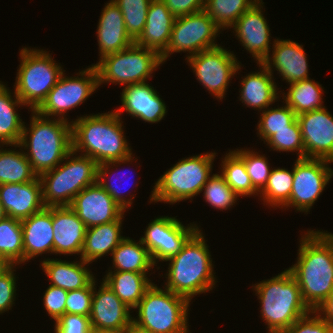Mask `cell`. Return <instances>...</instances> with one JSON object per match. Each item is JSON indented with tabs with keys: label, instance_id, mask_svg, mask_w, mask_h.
Masks as SVG:
<instances>
[{
	"label": "cell",
	"instance_id": "obj_1",
	"mask_svg": "<svg viewBox=\"0 0 333 333\" xmlns=\"http://www.w3.org/2000/svg\"><path fill=\"white\" fill-rule=\"evenodd\" d=\"M300 238L297 262L288 270L304 303L315 311L333 291V234L309 230Z\"/></svg>",
	"mask_w": 333,
	"mask_h": 333
},
{
	"label": "cell",
	"instance_id": "obj_2",
	"mask_svg": "<svg viewBox=\"0 0 333 333\" xmlns=\"http://www.w3.org/2000/svg\"><path fill=\"white\" fill-rule=\"evenodd\" d=\"M121 116L114 110L107 113L86 115L71 121L72 150L83 152L98 164L123 160L132 155L124 136Z\"/></svg>",
	"mask_w": 333,
	"mask_h": 333
},
{
	"label": "cell",
	"instance_id": "obj_3",
	"mask_svg": "<svg viewBox=\"0 0 333 333\" xmlns=\"http://www.w3.org/2000/svg\"><path fill=\"white\" fill-rule=\"evenodd\" d=\"M49 118L32 110L30 128L26 127L24 122L19 144L10 145L19 147V150L23 147L27 150L24 151L25 156L38 176L54 169L72 151L71 122L55 117H52L55 120Z\"/></svg>",
	"mask_w": 333,
	"mask_h": 333
},
{
	"label": "cell",
	"instance_id": "obj_4",
	"mask_svg": "<svg viewBox=\"0 0 333 333\" xmlns=\"http://www.w3.org/2000/svg\"><path fill=\"white\" fill-rule=\"evenodd\" d=\"M209 246L198 229L170 261L164 288L187 298L212 290L216 284Z\"/></svg>",
	"mask_w": 333,
	"mask_h": 333
},
{
	"label": "cell",
	"instance_id": "obj_5",
	"mask_svg": "<svg viewBox=\"0 0 333 333\" xmlns=\"http://www.w3.org/2000/svg\"><path fill=\"white\" fill-rule=\"evenodd\" d=\"M254 285L261 304V317L269 328L268 333H283L295 321L311 312L288 269Z\"/></svg>",
	"mask_w": 333,
	"mask_h": 333
},
{
	"label": "cell",
	"instance_id": "obj_6",
	"mask_svg": "<svg viewBox=\"0 0 333 333\" xmlns=\"http://www.w3.org/2000/svg\"><path fill=\"white\" fill-rule=\"evenodd\" d=\"M76 155L70 151L63 164L39 175L45 207L70 206L80 191L97 182L98 163L88 156Z\"/></svg>",
	"mask_w": 333,
	"mask_h": 333
},
{
	"label": "cell",
	"instance_id": "obj_7",
	"mask_svg": "<svg viewBox=\"0 0 333 333\" xmlns=\"http://www.w3.org/2000/svg\"><path fill=\"white\" fill-rule=\"evenodd\" d=\"M217 153L206 152L178 161L155 183L150 197L151 202L174 204L191 199L202 192L210 178L212 164Z\"/></svg>",
	"mask_w": 333,
	"mask_h": 333
},
{
	"label": "cell",
	"instance_id": "obj_8",
	"mask_svg": "<svg viewBox=\"0 0 333 333\" xmlns=\"http://www.w3.org/2000/svg\"><path fill=\"white\" fill-rule=\"evenodd\" d=\"M189 305L187 298L153 283L134 308L138 316L132 321L150 333H188Z\"/></svg>",
	"mask_w": 333,
	"mask_h": 333
},
{
	"label": "cell",
	"instance_id": "obj_9",
	"mask_svg": "<svg viewBox=\"0 0 333 333\" xmlns=\"http://www.w3.org/2000/svg\"><path fill=\"white\" fill-rule=\"evenodd\" d=\"M20 57L14 91L25 106L36 110L65 70L43 49L25 47L21 49Z\"/></svg>",
	"mask_w": 333,
	"mask_h": 333
},
{
	"label": "cell",
	"instance_id": "obj_10",
	"mask_svg": "<svg viewBox=\"0 0 333 333\" xmlns=\"http://www.w3.org/2000/svg\"><path fill=\"white\" fill-rule=\"evenodd\" d=\"M94 64L98 86L102 83L131 85L146 82L160 64L161 56L154 50L132 44L130 47L103 56Z\"/></svg>",
	"mask_w": 333,
	"mask_h": 333
},
{
	"label": "cell",
	"instance_id": "obj_11",
	"mask_svg": "<svg viewBox=\"0 0 333 333\" xmlns=\"http://www.w3.org/2000/svg\"><path fill=\"white\" fill-rule=\"evenodd\" d=\"M219 32L214 20L204 10L177 17L167 48L161 55L162 62L174 52H189L188 57L220 46L215 43Z\"/></svg>",
	"mask_w": 333,
	"mask_h": 333
},
{
	"label": "cell",
	"instance_id": "obj_12",
	"mask_svg": "<svg viewBox=\"0 0 333 333\" xmlns=\"http://www.w3.org/2000/svg\"><path fill=\"white\" fill-rule=\"evenodd\" d=\"M64 74L35 110L40 115L55 116V118L57 116V118L68 120L65 118V113L84 103L99 87L98 73L94 65L77 73L81 77H67Z\"/></svg>",
	"mask_w": 333,
	"mask_h": 333
},
{
	"label": "cell",
	"instance_id": "obj_13",
	"mask_svg": "<svg viewBox=\"0 0 333 333\" xmlns=\"http://www.w3.org/2000/svg\"><path fill=\"white\" fill-rule=\"evenodd\" d=\"M233 52L221 46L186 57L199 83L217 99H223L233 76L241 69Z\"/></svg>",
	"mask_w": 333,
	"mask_h": 333
},
{
	"label": "cell",
	"instance_id": "obj_14",
	"mask_svg": "<svg viewBox=\"0 0 333 333\" xmlns=\"http://www.w3.org/2000/svg\"><path fill=\"white\" fill-rule=\"evenodd\" d=\"M330 161L297 158L293 167V185L289 201L283 207L308 212L333 177Z\"/></svg>",
	"mask_w": 333,
	"mask_h": 333
},
{
	"label": "cell",
	"instance_id": "obj_15",
	"mask_svg": "<svg viewBox=\"0 0 333 333\" xmlns=\"http://www.w3.org/2000/svg\"><path fill=\"white\" fill-rule=\"evenodd\" d=\"M198 229L196 224L186 227L175 217L162 216L148 224L140 239L149 250L154 264H157L176 255Z\"/></svg>",
	"mask_w": 333,
	"mask_h": 333
},
{
	"label": "cell",
	"instance_id": "obj_16",
	"mask_svg": "<svg viewBox=\"0 0 333 333\" xmlns=\"http://www.w3.org/2000/svg\"><path fill=\"white\" fill-rule=\"evenodd\" d=\"M304 143L305 158L333 162V116L321 108L297 115Z\"/></svg>",
	"mask_w": 333,
	"mask_h": 333
},
{
	"label": "cell",
	"instance_id": "obj_17",
	"mask_svg": "<svg viewBox=\"0 0 333 333\" xmlns=\"http://www.w3.org/2000/svg\"><path fill=\"white\" fill-rule=\"evenodd\" d=\"M70 207L86 228L116 221L124 212L98 181L80 191Z\"/></svg>",
	"mask_w": 333,
	"mask_h": 333
},
{
	"label": "cell",
	"instance_id": "obj_18",
	"mask_svg": "<svg viewBox=\"0 0 333 333\" xmlns=\"http://www.w3.org/2000/svg\"><path fill=\"white\" fill-rule=\"evenodd\" d=\"M95 283L94 278L89 316L92 331H123L132 322V309L123 303L104 281L101 282L98 292Z\"/></svg>",
	"mask_w": 333,
	"mask_h": 333
},
{
	"label": "cell",
	"instance_id": "obj_19",
	"mask_svg": "<svg viewBox=\"0 0 333 333\" xmlns=\"http://www.w3.org/2000/svg\"><path fill=\"white\" fill-rule=\"evenodd\" d=\"M264 2L259 0L243 13L231 27L235 31L244 49L252 54L258 63H262L270 54V28L263 16Z\"/></svg>",
	"mask_w": 333,
	"mask_h": 333
},
{
	"label": "cell",
	"instance_id": "obj_20",
	"mask_svg": "<svg viewBox=\"0 0 333 333\" xmlns=\"http://www.w3.org/2000/svg\"><path fill=\"white\" fill-rule=\"evenodd\" d=\"M158 94L147 82L126 85L121 93V108L114 112L120 116L121 111L125 110L145 122H160L167 110Z\"/></svg>",
	"mask_w": 333,
	"mask_h": 333
},
{
	"label": "cell",
	"instance_id": "obj_21",
	"mask_svg": "<svg viewBox=\"0 0 333 333\" xmlns=\"http://www.w3.org/2000/svg\"><path fill=\"white\" fill-rule=\"evenodd\" d=\"M0 202L7 217L23 220L45 206L39 176L28 183L1 184Z\"/></svg>",
	"mask_w": 333,
	"mask_h": 333
},
{
	"label": "cell",
	"instance_id": "obj_22",
	"mask_svg": "<svg viewBox=\"0 0 333 333\" xmlns=\"http://www.w3.org/2000/svg\"><path fill=\"white\" fill-rule=\"evenodd\" d=\"M272 57L269 55L262 64L273 74L272 68L292 84L309 78L307 55L303 46L291 40L273 41ZM273 66V67H272Z\"/></svg>",
	"mask_w": 333,
	"mask_h": 333
},
{
	"label": "cell",
	"instance_id": "obj_23",
	"mask_svg": "<svg viewBox=\"0 0 333 333\" xmlns=\"http://www.w3.org/2000/svg\"><path fill=\"white\" fill-rule=\"evenodd\" d=\"M52 225L53 253L81 256L86 226L74 210L70 206H52Z\"/></svg>",
	"mask_w": 333,
	"mask_h": 333
},
{
	"label": "cell",
	"instance_id": "obj_24",
	"mask_svg": "<svg viewBox=\"0 0 333 333\" xmlns=\"http://www.w3.org/2000/svg\"><path fill=\"white\" fill-rule=\"evenodd\" d=\"M23 234V263L43 253L53 254L54 231L52 206L21 220Z\"/></svg>",
	"mask_w": 333,
	"mask_h": 333
},
{
	"label": "cell",
	"instance_id": "obj_25",
	"mask_svg": "<svg viewBox=\"0 0 333 333\" xmlns=\"http://www.w3.org/2000/svg\"><path fill=\"white\" fill-rule=\"evenodd\" d=\"M175 19L162 0H152L143 32L134 43L154 50L161 56L169 43Z\"/></svg>",
	"mask_w": 333,
	"mask_h": 333
},
{
	"label": "cell",
	"instance_id": "obj_26",
	"mask_svg": "<svg viewBox=\"0 0 333 333\" xmlns=\"http://www.w3.org/2000/svg\"><path fill=\"white\" fill-rule=\"evenodd\" d=\"M97 39L100 59L134 44V40L126 31L123 14L113 0L102 10L97 26Z\"/></svg>",
	"mask_w": 333,
	"mask_h": 333
},
{
	"label": "cell",
	"instance_id": "obj_27",
	"mask_svg": "<svg viewBox=\"0 0 333 333\" xmlns=\"http://www.w3.org/2000/svg\"><path fill=\"white\" fill-rule=\"evenodd\" d=\"M260 71L246 75L241 81L240 101L247 107L262 111L272 105L278 98L273 74L262 63H258Z\"/></svg>",
	"mask_w": 333,
	"mask_h": 333
},
{
	"label": "cell",
	"instance_id": "obj_28",
	"mask_svg": "<svg viewBox=\"0 0 333 333\" xmlns=\"http://www.w3.org/2000/svg\"><path fill=\"white\" fill-rule=\"evenodd\" d=\"M123 217L124 214L116 221L86 228L80 256L82 260L92 263L109 252L112 255L113 250L125 238L121 236Z\"/></svg>",
	"mask_w": 333,
	"mask_h": 333
},
{
	"label": "cell",
	"instance_id": "obj_29",
	"mask_svg": "<svg viewBox=\"0 0 333 333\" xmlns=\"http://www.w3.org/2000/svg\"><path fill=\"white\" fill-rule=\"evenodd\" d=\"M87 264L89 262L81 258L80 262L61 259H46L41 262L42 270L50 279V285L66 291L84 288L94 279V275L85 267Z\"/></svg>",
	"mask_w": 333,
	"mask_h": 333
},
{
	"label": "cell",
	"instance_id": "obj_30",
	"mask_svg": "<svg viewBox=\"0 0 333 333\" xmlns=\"http://www.w3.org/2000/svg\"><path fill=\"white\" fill-rule=\"evenodd\" d=\"M146 274L148 273L109 270L103 281L123 303L133 310L145 292L153 285Z\"/></svg>",
	"mask_w": 333,
	"mask_h": 333
},
{
	"label": "cell",
	"instance_id": "obj_31",
	"mask_svg": "<svg viewBox=\"0 0 333 333\" xmlns=\"http://www.w3.org/2000/svg\"><path fill=\"white\" fill-rule=\"evenodd\" d=\"M10 94V90L0 81V143L2 147L3 145H18L24 125L15 107L25 106V104L15 91L14 100Z\"/></svg>",
	"mask_w": 333,
	"mask_h": 333
},
{
	"label": "cell",
	"instance_id": "obj_32",
	"mask_svg": "<svg viewBox=\"0 0 333 333\" xmlns=\"http://www.w3.org/2000/svg\"><path fill=\"white\" fill-rule=\"evenodd\" d=\"M111 256L114 271L148 273L149 269L157 266L141 239L139 242H135V240L125 237L113 250Z\"/></svg>",
	"mask_w": 333,
	"mask_h": 333
},
{
	"label": "cell",
	"instance_id": "obj_33",
	"mask_svg": "<svg viewBox=\"0 0 333 333\" xmlns=\"http://www.w3.org/2000/svg\"><path fill=\"white\" fill-rule=\"evenodd\" d=\"M323 88L318 82L310 78L290 84L287 93H284L285 103L299 115L304 112L324 108L322 105ZM286 94V95H285Z\"/></svg>",
	"mask_w": 333,
	"mask_h": 333
},
{
	"label": "cell",
	"instance_id": "obj_34",
	"mask_svg": "<svg viewBox=\"0 0 333 333\" xmlns=\"http://www.w3.org/2000/svg\"><path fill=\"white\" fill-rule=\"evenodd\" d=\"M37 177L23 149L20 152L0 149V185L28 183Z\"/></svg>",
	"mask_w": 333,
	"mask_h": 333
},
{
	"label": "cell",
	"instance_id": "obj_35",
	"mask_svg": "<svg viewBox=\"0 0 333 333\" xmlns=\"http://www.w3.org/2000/svg\"><path fill=\"white\" fill-rule=\"evenodd\" d=\"M259 0H205L204 11L221 30L230 28Z\"/></svg>",
	"mask_w": 333,
	"mask_h": 333
},
{
	"label": "cell",
	"instance_id": "obj_36",
	"mask_svg": "<svg viewBox=\"0 0 333 333\" xmlns=\"http://www.w3.org/2000/svg\"><path fill=\"white\" fill-rule=\"evenodd\" d=\"M229 151L222 160L220 174L238 196L258 195V191L253 187L250 176L246 172L244 161L234 151Z\"/></svg>",
	"mask_w": 333,
	"mask_h": 333
},
{
	"label": "cell",
	"instance_id": "obj_37",
	"mask_svg": "<svg viewBox=\"0 0 333 333\" xmlns=\"http://www.w3.org/2000/svg\"><path fill=\"white\" fill-rule=\"evenodd\" d=\"M23 255L21 220L6 217L0 222V256L18 265L23 263Z\"/></svg>",
	"mask_w": 333,
	"mask_h": 333
},
{
	"label": "cell",
	"instance_id": "obj_38",
	"mask_svg": "<svg viewBox=\"0 0 333 333\" xmlns=\"http://www.w3.org/2000/svg\"><path fill=\"white\" fill-rule=\"evenodd\" d=\"M293 185V168L288 171L285 168L273 169L264 188L259 192L260 198L271 207L283 208L289 201ZM262 193V194H261Z\"/></svg>",
	"mask_w": 333,
	"mask_h": 333
},
{
	"label": "cell",
	"instance_id": "obj_39",
	"mask_svg": "<svg viewBox=\"0 0 333 333\" xmlns=\"http://www.w3.org/2000/svg\"><path fill=\"white\" fill-rule=\"evenodd\" d=\"M151 1L152 0H113L123 14L127 33L134 41L143 32Z\"/></svg>",
	"mask_w": 333,
	"mask_h": 333
},
{
	"label": "cell",
	"instance_id": "obj_40",
	"mask_svg": "<svg viewBox=\"0 0 333 333\" xmlns=\"http://www.w3.org/2000/svg\"><path fill=\"white\" fill-rule=\"evenodd\" d=\"M268 109V110H267ZM261 113L258 123V134L264 143L277 130L289 129L297 120L295 112L286 104L283 107L267 108Z\"/></svg>",
	"mask_w": 333,
	"mask_h": 333
},
{
	"label": "cell",
	"instance_id": "obj_41",
	"mask_svg": "<svg viewBox=\"0 0 333 333\" xmlns=\"http://www.w3.org/2000/svg\"><path fill=\"white\" fill-rule=\"evenodd\" d=\"M205 202L219 210H227L235 205L239 197L226 183L221 174H213L203 186Z\"/></svg>",
	"mask_w": 333,
	"mask_h": 333
},
{
	"label": "cell",
	"instance_id": "obj_42",
	"mask_svg": "<svg viewBox=\"0 0 333 333\" xmlns=\"http://www.w3.org/2000/svg\"><path fill=\"white\" fill-rule=\"evenodd\" d=\"M234 152L244 161L246 172L253 187L260 192L266 185L271 173L267 158L253 150L237 149Z\"/></svg>",
	"mask_w": 333,
	"mask_h": 333
},
{
	"label": "cell",
	"instance_id": "obj_43",
	"mask_svg": "<svg viewBox=\"0 0 333 333\" xmlns=\"http://www.w3.org/2000/svg\"><path fill=\"white\" fill-rule=\"evenodd\" d=\"M265 142L274 151H298V158H305L304 143L298 120H296L289 129L277 130V132L271 135Z\"/></svg>",
	"mask_w": 333,
	"mask_h": 333
},
{
	"label": "cell",
	"instance_id": "obj_44",
	"mask_svg": "<svg viewBox=\"0 0 333 333\" xmlns=\"http://www.w3.org/2000/svg\"><path fill=\"white\" fill-rule=\"evenodd\" d=\"M133 160H134L133 155L132 156L130 155L129 157H127L123 160H115V161H109V162H104V163L98 164V178H97L98 183L113 198V200L124 210H126L129 206L132 205V203H133L132 200L135 196H134V194H132L130 196L131 198H127V199L125 197H123L124 195H122L123 193L121 192L120 187H118L119 185L111 184L109 182V180L107 182V179H108L107 176H108V174L110 175V173L112 172V171H110L111 166L114 167L116 165L115 166V168H116V167H118L117 164L118 165H121L122 163L126 164L129 162H132ZM108 172H110V173H108ZM119 178L120 177H118L117 179H119ZM114 180L116 181V179H114ZM114 180H113V182H115Z\"/></svg>",
	"mask_w": 333,
	"mask_h": 333
},
{
	"label": "cell",
	"instance_id": "obj_45",
	"mask_svg": "<svg viewBox=\"0 0 333 333\" xmlns=\"http://www.w3.org/2000/svg\"><path fill=\"white\" fill-rule=\"evenodd\" d=\"M94 279L84 288L68 291L66 314L89 317L91 314Z\"/></svg>",
	"mask_w": 333,
	"mask_h": 333
},
{
	"label": "cell",
	"instance_id": "obj_46",
	"mask_svg": "<svg viewBox=\"0 0 333 333\" xmlns=\"http://www.w3.org/2000/svg\"><path fill=\"white\" fill-rule=\"evenodd\" d=\"M283 333H333V325L322 319L315 311H311L295 321Z\"/></svg>",
	"mask_w": 333,
	"mask_h": 333
},
{
	"label": "cell",
	"instance_id": "obj_47",
	"mask_svg": "<svg viewBox=\"0 0 333 333\" xmlns=\"http://www.w3.org/2000/svg\"><path fill=\"white\" fill-rule=\"evenodd\" d=\"M67 295L68 291L53 285H49L44 293V308L55 322L66 314Z\"/></svg>",
	"mask_w": 333,
	"mask_h": 333
},
{
	"label": "cell",
	"instance_id": "obj_48",
	"mask_svg": "<svg viewBox=\"0 0 333 333\" xmlns=\"http://www.w3.org/2000/svg\"><path fill=\"white\" fill-rule=\"evenodd\" d=\"M12 265L0 276V314L12 309L16 296V277Z\"/></svg>",
	"mask_w": 333,
	"mask_h": 333
},
{
	"label": "cell",
	"instance_id": "obj_49",
	"mask_svg": "<svg viewBox=\"0 0 333 333\" xmlns=\"http://www.w3.org/2000/svg\"><path fill=\"white\" fill-rule=\"evenodd\" d=\"M54 328L55 333H92L90 318L75 314L63 315Z\"/></svg>",
	"mask_w": 333,
	"mask_h": 333
},
{
	"label": "cell",
	"instance_id": "obj_50",
	"mask_svg": "<svg viewBox=\"0 0 333 333\" xmlns=\"http://www.w3.org/2000/svg\"><path fill=\"white\" fill-rule=\"evenodd\" d=\"M177 18L204 10L205 0H162Z\"/></svg>",
	"mask_w": 333,
	"mask_h": 333
},
{
	"label": "cell",
	"instance_id": "obj_51",
	"mask_svg": "<svg viewBox=\"0 0 333 333\" xmlns=\"http://www.w3.org/2000/svg\"><path fill=\"white\" fill-rule=\"evenodd\" d=\"M320 317L333 325V291L328 298L315 310ZM323 315V316H322Z\"/></svg>",
	"mask_w": 333,
	"mask_h": 333
},
{
	"label": "cell",
	"instance_id": "obj_52",
	"mask_svg": "<svg viewBox=\"0 0 333 333\" xmlns=\"http://www.w3.org/2000/svg\"><path fill=\"white\" fill-rule=\"evenodd\" d=\"M123 333H150L147 329L140 327L132 321L124 330Z\"/></svg>",
	"mask_w": 333,
	"mask_h": 333
},
{
	"label": "cell",
	"instance_id": "obj_53",
	"mask_svg": "<svg viewBox=\"0 0 333 333\" xmlns=\"http://www.w3.org/2000/svg\"><path fill=\"white\" fill-rule=\"evenodd\" d=\"M12 264L4 257L0 256V276L5 273Z\"/></svg>",
	"mask_w": 333,
	"mask_h": 333
},
{
	"label": "cell",
	"instance_id": "obj_54",
	"mask_svg": "<svg viewBox=\"0 0 333 333\" xmlns=\"http://www.w3.org/2000/svg\"><path fill=\"white\" fill-rule=\"evenodd\" d=\"M7 217L6 212L4 211L3 205L0 202V222Z\"/></svg>",
	"mask_w": 333,
	"mask_h": 333
},
{
	"label": "cell",
	"instance_id": "obj_55",
	"mask_svg": "<svg viewBox=\"0 0 333 333\" xmlns=\"http://www.w3.org/2000/svg\"><path fill=\"white\" fill-rule=\"evenodd\" d=\"M92 333H123V331H92Z\"/></svg>",
	"mask_w": 333,
	"mask_h": 333
}]
</instances>
